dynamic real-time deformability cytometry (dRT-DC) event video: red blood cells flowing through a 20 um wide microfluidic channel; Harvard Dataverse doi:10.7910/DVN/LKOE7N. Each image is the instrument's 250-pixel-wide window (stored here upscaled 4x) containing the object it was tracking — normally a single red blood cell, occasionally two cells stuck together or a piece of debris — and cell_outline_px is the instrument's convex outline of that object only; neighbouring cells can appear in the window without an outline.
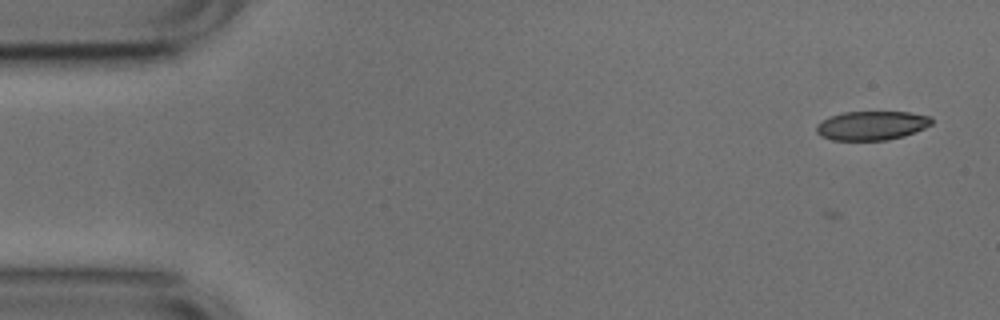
{"species": "common noctule bat (a hibernating species)", "species_latin": "Nyctalus noctula", "temperature_condition": "cold", "stored_images_in_passage": 7, "camera_frame_rate_fps": 3000, "um_per_image_px": 0.085, "animal": {"sex": "male", "body_mass_g": 17.9, "forearm_length_mm": 54.2}, "frame": {"image": 1, "passage_image": 7, "time_ms": 2.0, "image_size_px": [1000, 320], "cell_outline_px": [[932, 124], [924, 128], [904, 136], [888, 140], [832, 140], [820, 136], [816, 132], [816, 124], [828, 116], [844, 112], [908, 112], [932, 116]], "centroid_in_image_um": [74.07, 10.67], "position_along_channel_um": 10.9, "area_um2": 19.65}}